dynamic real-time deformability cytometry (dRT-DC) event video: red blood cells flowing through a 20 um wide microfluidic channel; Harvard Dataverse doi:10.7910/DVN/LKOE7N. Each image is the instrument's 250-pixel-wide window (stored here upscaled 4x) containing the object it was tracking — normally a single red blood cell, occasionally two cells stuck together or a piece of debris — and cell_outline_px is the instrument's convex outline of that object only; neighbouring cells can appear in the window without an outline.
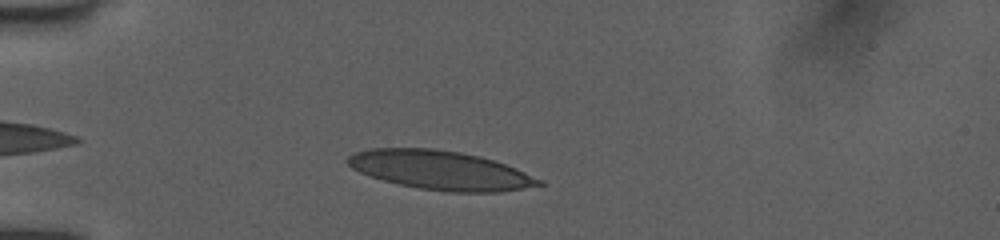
{"species": "human", "species_latin": "Homo sapiens", "temperature_condition": "room temperature", "stored_images_in_passage": 38, "camera_frame_rate_fps": 3000, "um_per_image_px": 0.085, "donor": {"sex": "female"}, "frame": {"image": 1, "passage_image": 5, "time_ms": 1.333, "image_size_px": [1000, 240], "cell_outline_px": [[544, 184], [500, 192], [448, 192], [420, 188], [400, 184], [384, 180], [360, 172], [352, 168], [344, 160], [348, 156], [356, 152], [372, 148], [432, 148], [460, 152], [480, 156], [516, 168], [544, 180]], "centroid_in_image_um": [37.44, 14.46], "position_along_channel_um": 47.6, "area_um2": 43.18}}
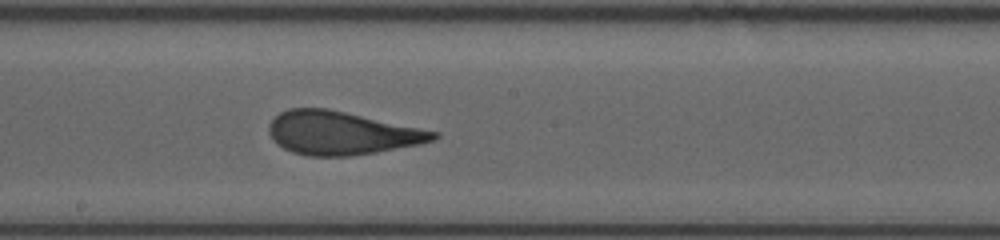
{"frame": {"image": 2, "passage_image": 20, "time_ms": 6.333, "image_size_px": [1000, 240], "cell_outline_px": [[440, 136], [432, 140], [420, 144], [376, 152], [348, 156], [308, 156], [292, 152], [276, 144], [272, 140], [268, 132], [268, 124], [280, 112], [288, 108], [328, 108], [440, 132]], "centroid_in_image_um": [29.0, 11.3], "position_along_channel_um": 219.2, "area_um2": 41.62}}
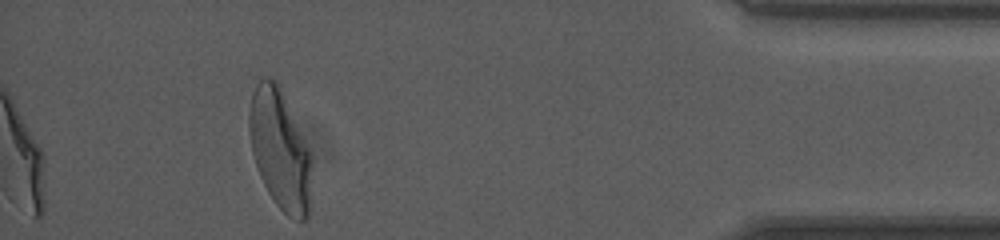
{"frame": {"image": 3, "passage_image": 38, "time_ms": 12.333, "image_size_px": [1000, 240], "cell_outline_px": [[312, 164], [308, 216], [304, 220], [292, 220], [276, 204], [268, 192], [260, 176], [252, 152], [248, 132], [248, 116], [252, 92], [256, 84], [264, 76], [280, 84], [312, 152]], "centroid_in_image_um": [23.81, 12.68], "position_along_channel_um": 411.4, "area_um2": 44.33}, "authors_computed_cell_mechanics": {"area_um2": 41.7027, "velocity_mm_per_s": 3.9862, "shape_relaxation_time_tau1_ms": 5.2725, "shape_relaxation_time_tau2_ms": 0.6879, "deformation_change_tau1": 0.1937, "deformation_change_tau2": 0.0867}}